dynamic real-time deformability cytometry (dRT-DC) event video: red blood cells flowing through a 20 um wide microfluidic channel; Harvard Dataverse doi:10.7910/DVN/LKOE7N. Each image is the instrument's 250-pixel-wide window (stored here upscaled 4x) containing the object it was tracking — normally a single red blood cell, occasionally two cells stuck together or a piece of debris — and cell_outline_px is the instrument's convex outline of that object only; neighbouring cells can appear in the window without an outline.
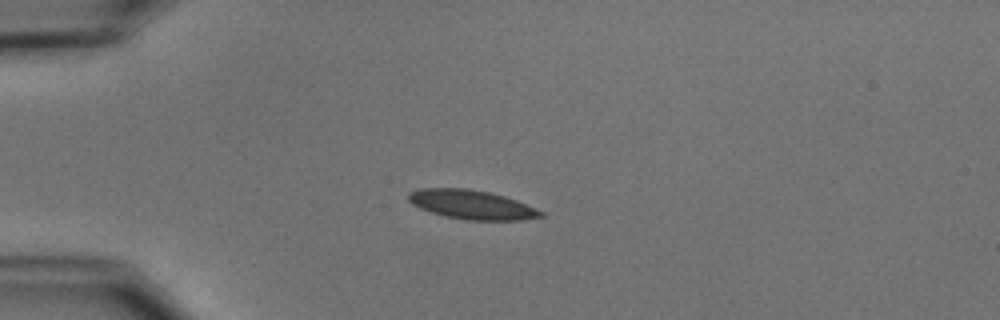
{"species": "common noctule bat (a hibernating species)", "species_latin": "Nyctalus noctula", "temperature_condition": "cold", "stored_images_in_passage": 18, "camera_frame_rate_fps": 3000, "um_per_image_px": 0.085, "animal": {"sex": "male", "body_mass_g": 15.6}, "frame": {"image": 1, "passage_image": 1, "time_ms": 0.0, "image_size_px": [1000, 320], "cell_outline_px": [[544, 216], [520, 220], [464, 220], [444, 216], [420, 208], [412, 204], [408, 200], [408, 192], [420, 188], [468, 188], [488, 192], [504, 196], [516, 200], [544, 212]], "centroid_in_image_um": [40.07, 17.39], "position_along_channel_um": 44.9, "area_um2": 22.43}}